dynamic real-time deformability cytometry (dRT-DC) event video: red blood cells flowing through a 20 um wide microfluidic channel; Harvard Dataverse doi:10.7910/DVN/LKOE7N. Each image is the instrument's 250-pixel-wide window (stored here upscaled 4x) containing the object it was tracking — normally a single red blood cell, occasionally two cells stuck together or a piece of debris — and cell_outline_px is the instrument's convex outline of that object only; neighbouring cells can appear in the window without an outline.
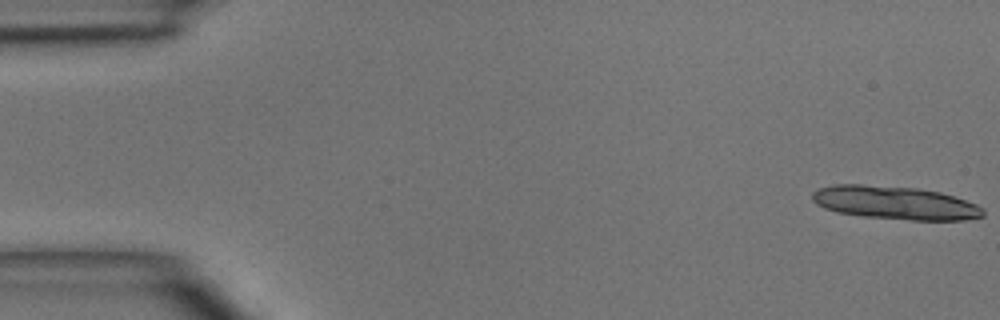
{"species": "common noctule bat (a hibernating species)", "species_latin": "Nyctalus noctula", "temperature_condition": "room temperature", "stored_images_in_passage": 6, "segment_of_instrument_passage": [1, 2], "camera_frame_rate_fps": 3000, "um_per_image_px": 0.085, "animal": {"sex": "male", "body_mass_g": 15.6}, "frame": {"image": 1, "passage_image": 1, "time_ms": 0.0, "image_size_px": [1000, 320], "cell_outline_px": [[984, 216], [964, 220], [908, 220], [860, 216], [836, 212], [824, 208], [816, 204], [812, 200], [812, 192], [820, 188], [832, 184], [860, 184], [916, 188], [940, 192], [976, 204], [984, 208]], "centroid_in_image_um": [76.05, 17.24], "position_along_channel_um": 9.0, "area_um2": 33.23}}